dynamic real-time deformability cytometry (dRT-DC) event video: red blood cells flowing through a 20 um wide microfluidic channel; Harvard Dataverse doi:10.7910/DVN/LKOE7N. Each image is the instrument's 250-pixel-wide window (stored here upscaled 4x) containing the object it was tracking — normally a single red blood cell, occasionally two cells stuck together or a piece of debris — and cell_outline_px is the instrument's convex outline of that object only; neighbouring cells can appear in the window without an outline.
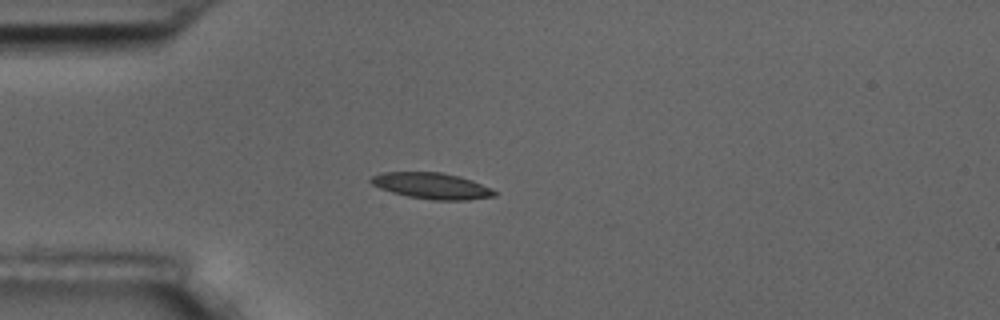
{"species": "common noctule bat (a hibernating species)", "species_latin": "Nyctalus noctula", "temperature_condition": "room temperature", "stored_images_in_passage": 5, "camera_frame_rate_fps": 3000, "um_per_image_px": 0.085, "animal": {"sex": "male", "body_mass_g": 17.5, "forearm_length_mm": 52.3}, "frame": {"image": 1, "passage_image": 1, "time_ms": 0.0, "image_size_px": [1000, 320], "cell_outline_px": [[496, 196], [468, 200], [432, 200], [408, 196], [392, 192], [380, 188], [372, 184], [368, 180], [372, 176], [380, 172], [440, 172], [460, 176], [472, 180], [492, 188], [496, 192]], "centroid_in_image_um": [36.7, 15.79], "position_along_channel_um": 48.3, "area_um2": 18.9}}